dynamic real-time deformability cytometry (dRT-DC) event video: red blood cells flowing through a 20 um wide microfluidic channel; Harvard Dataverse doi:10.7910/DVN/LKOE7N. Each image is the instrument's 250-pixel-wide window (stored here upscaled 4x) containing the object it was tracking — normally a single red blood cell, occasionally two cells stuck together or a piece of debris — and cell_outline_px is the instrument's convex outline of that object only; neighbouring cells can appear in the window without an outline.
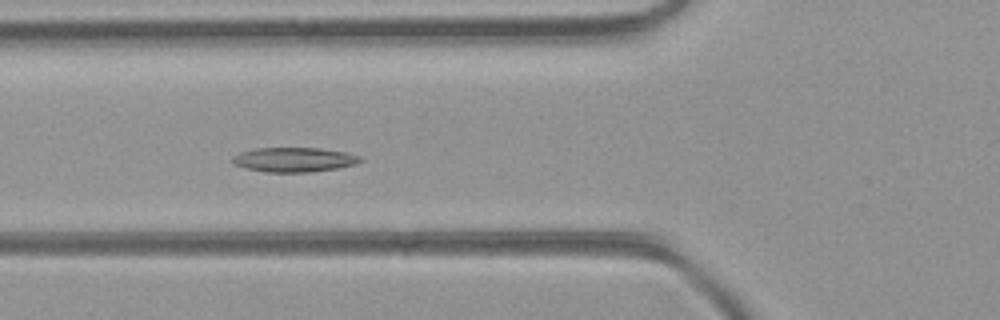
{"species": "common noctule bat (a hibernating species)", "species_latin": "Nyctalus noctula", "temperature_condition": "room temperature", "stored_images_in_passage": 42, "camera_frame_rate_fps": 3000, "um_per_image_px": 0.085, "animal": {"sex": "female", "body_mass_g": 21.9}, "frame": {"image": 1, "passage_image": 11, "time_ms": 3.333, "image_size_px": [1000, 320], "cell_outline_px": [[364, 160], [356, 164], [336, 168], [312, 172], [264, 172], [232, 164], [228, 160], [232, 156], [240, 152], [256, 148], [320, 148], [344, 152], [360, 156]], "centroid_in_image_um": [24.95, 13.57], "position_along_channel_um": 100.8, "area_um2": 18.38}}
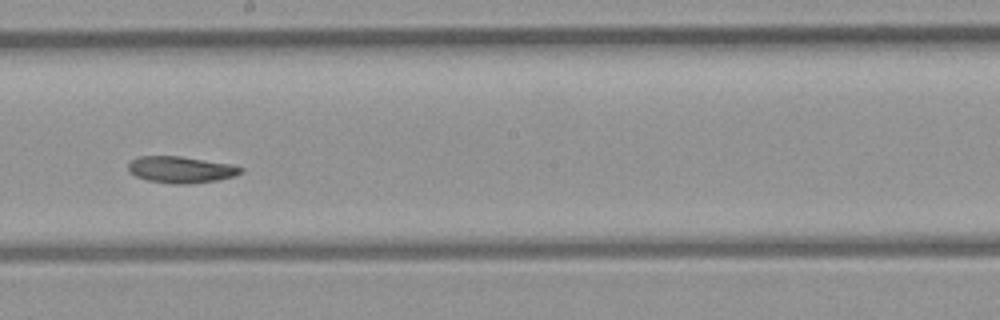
{"frame": {"image": 2, "passage_image": 20, "time_ms": 6.333, "image_size_px": [1000, 320], "cell_outline_px": [[244, 172], [236, 176], [216, 180], [188, 184], [172, 184], [148, 180], [136, 176], [128, 172], [128, 164], [132, 160], [140, 156], [180, 156], [232, 164], [244, 168]], "centroid_in_image_um": [15.41, 14.42], "position_along_channel_um": 232.8, "area_um2": 17.51}}
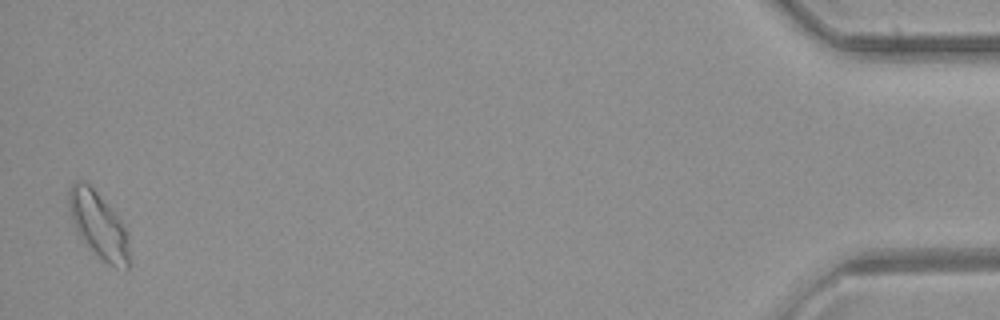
{"frame": {"image": 3, "passage_image": 40, "time_ms": 13.0, "image_size_px": [1000, 320], "cell_outline_px": [[128, 272], [116, 268], [108, 264], [92, 252], [84, 240], [72, 216], [68, 204], [68, 188], [76, 180], [80, 180], [88, 184], [96, 192], [120, 220], [124, 228], [128, 252]], "centroid_in_image_um": [8.37, 19.15], "position_along_channel_um": 426.8, "area_um2": 22.31}}